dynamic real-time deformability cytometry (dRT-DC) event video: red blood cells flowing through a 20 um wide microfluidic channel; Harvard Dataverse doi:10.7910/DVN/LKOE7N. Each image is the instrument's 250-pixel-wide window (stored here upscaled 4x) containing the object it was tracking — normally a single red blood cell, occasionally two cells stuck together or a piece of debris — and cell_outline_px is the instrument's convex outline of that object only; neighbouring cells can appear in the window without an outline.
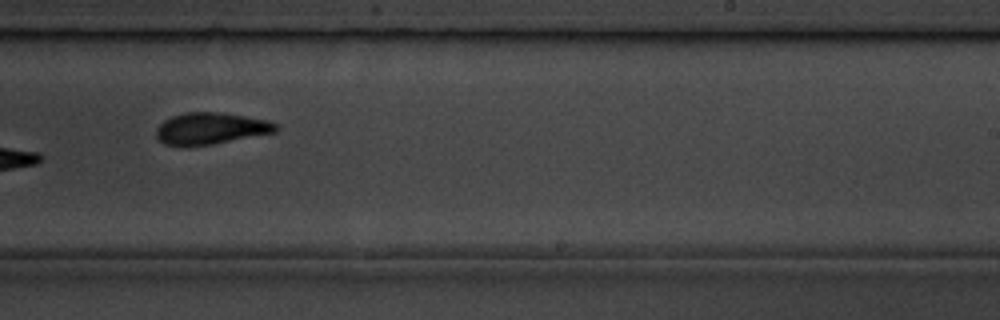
{"species": "common noctule bat (a hibernating species)", "species_latin": "Nyctalus noctula", "temperature_condition": "room temperature", "stored_images_in_passage": 16, "camera_frame_rate_fps": 3000, "um_per_image_px": 0.085, "animal": {"sex": "male", "body_mass_g": 19.5, "forearm_length_mm": 54.6}, "frame": {"image": 1, "passage_image": 10, "time_ms": 10.333, "image_size_px": [1000, 320], "cell_outline_px": [[280, 128], [276, 132], [212, 144], [184, 148], [164, 144], [156, 136], [156, 128], [164, 120], [172, 116], [184, 112], [224, 112], [268, 120], [276, 124]], "centroid_in_image_um": [17.89, 10.93], "position_along_channel_um": 271.1, "area_um2": 22.48}}
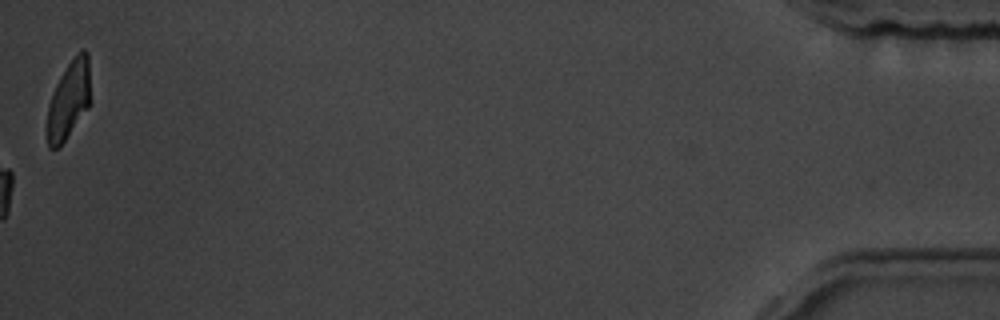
{"frame": {"image": 2, "passage_image": 16, "time_ms": 17.0, "image_size_px": [1000, 320], "cell_outline_px": [[92, 100], [88, 108], [60, 148], [48, 148], [48, 104], [52, 92], [60, 76], [76, 52], [84, 48], [88, 52]], "centroid_in_image_um": [5.89, 8.45], "position_along_channel_um": 429.3, "area_um2": 20.11}, "authors_computed_cell_mechanics": {"area_um2": 19.1318, "velocity_mm_per_s": 3.8045, "shape_relaxation_time_tau1_ms": 6.2944, "shape_relaxation_time_tau2_ms": 7.075, "deformation_change_tau1": 0.1651, "deformation_change_tau2": 0.1367}}